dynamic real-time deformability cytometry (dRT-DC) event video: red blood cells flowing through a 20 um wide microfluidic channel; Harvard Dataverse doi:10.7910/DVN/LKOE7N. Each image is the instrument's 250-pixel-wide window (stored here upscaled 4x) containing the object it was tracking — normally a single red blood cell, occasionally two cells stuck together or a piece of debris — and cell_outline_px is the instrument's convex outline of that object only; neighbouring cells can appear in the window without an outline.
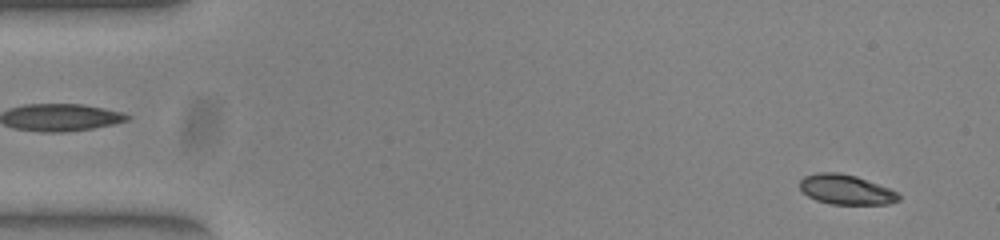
{"species": "common noctule bat (a hibernating species)", "species_latin": "Nyctalus noctula", "temperature_condition": "warm", "stored_images_in_passage": 52, "camera_frame_rate_fps": 3000, "um_per_image_px": 0.085, "animal": {"sex": "female", "body_mass_g": 23.0, "forearm_length_mm": 53.4}, "frame": {"image": 1, "passage_image": 3, "time_ms": 0.667, "image_size_px": [1000, 240], "cell_outline_px": [[900, 200], [888, 204], [832, 204], [816, 200], [808, 196], [800, 188], [800, 180], [804, 176], [820, 172], [836, 172], [856, 176], [888, 188], [896, 192], [900, 196]], "centroid_in_image_um": [71.9, 16.12], "position_along_channel_um": 13.1, "area_um2": 16.99}}
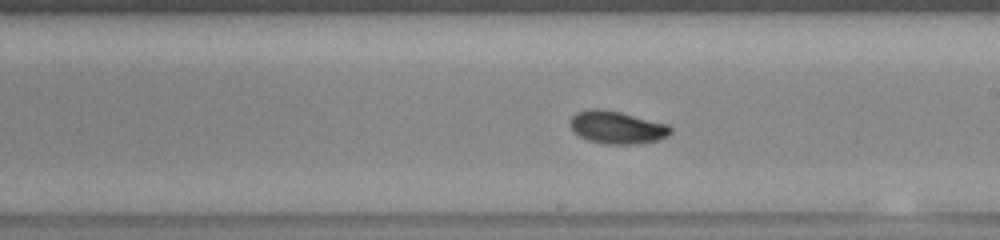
{"frame": {"image": 2, "passage_image": 29, "time_ms": 9.333, "image_size_px": [1000, 240], "cell_outline_px": [[672, 132], [668, 136], [656, 140], [636, 144], [604, 144], [588, 140], [572, 132], [568, 120], [576, 112], [588, 108], [600, 108], [620, 112], [668, 124], [672, 128]], "centroid_in_image_um": [52.4, 10.82], "position_along_channel_um": 236.6, "area_um2": 19.36}}
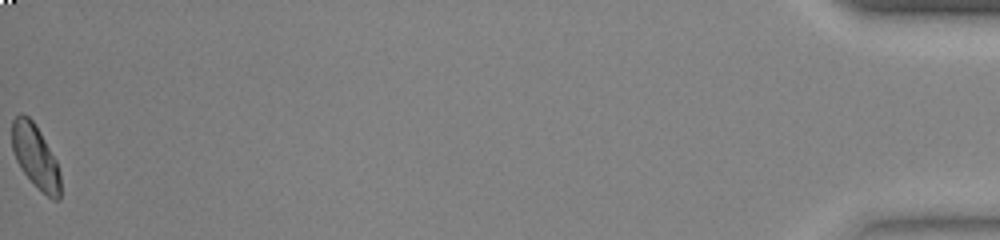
{"frame": {"image": 3, "passage_image": 52, "time_ms": 17.0, "image_size_px": [1000, 240], "cell_outline_px": [[60, 200], [52, 200], [20, 168], [16, 160], [12, 148], [12, 120], [20, 112], [28, 116], [32, 120], [40, 132], [56, 160], [60, 172]], "centroid_in_image_um": [3.01, 13.27], "position_along_channel_um": 432.2, "area_um2": 17.63}, "authors_computed_cell_mechanics": {"area_um2": 18.1781, "velocity_mm_per_s": 3.924, "shape_relaxation_time_tau1_ms": 3.827, "shape_relaxation_time_tau2_ms": null, "deformation_change_tau1": 0.1239, "deformation_change_tau2": null}}